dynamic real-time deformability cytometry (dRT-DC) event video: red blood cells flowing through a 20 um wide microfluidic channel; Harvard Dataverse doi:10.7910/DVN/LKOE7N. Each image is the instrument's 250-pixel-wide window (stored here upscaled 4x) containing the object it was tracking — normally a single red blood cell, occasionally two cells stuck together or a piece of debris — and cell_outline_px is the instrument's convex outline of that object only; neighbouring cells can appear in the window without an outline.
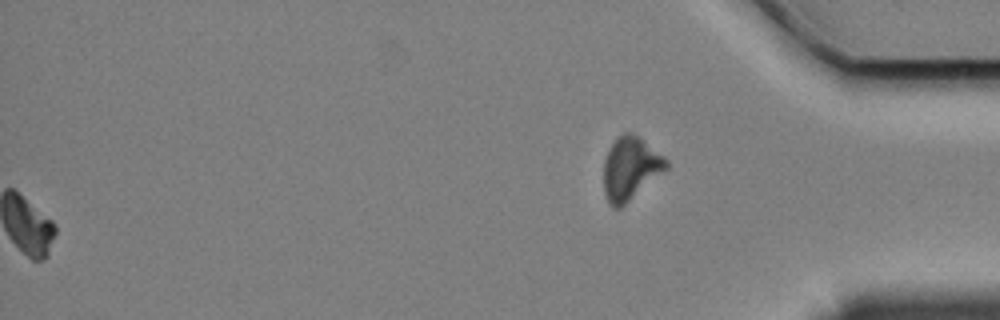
{"species": "Egyptian fruit bat (a non-hibernating species)", "species_latin": "Rousettus aegyptiacus", "temperature_condition": "cold", "stored_images_in_passage": 48, "segment_of_instrument_passage": [2, 2], "camera_frame_rate_fps": 3000, "um_per_image_px": 0.085, "animal": {"sex": "female"}, "frame": {"image": 1, "passage_image": 48, "time_ms": 15.667, "image_size_px": [1000, 320], "cell_outline_px": [[668, 168], [620, 208], [612, 208], [608, 204], [604, 192], [604, 160], [616, 136], [624, 132], [632, 132], [640, 136], [664, 156], [668, 160]], "centroid_in_image_um": [53.58, 14.29], "position_along_channel_um": 381.6, "area_um2": 23.06}}